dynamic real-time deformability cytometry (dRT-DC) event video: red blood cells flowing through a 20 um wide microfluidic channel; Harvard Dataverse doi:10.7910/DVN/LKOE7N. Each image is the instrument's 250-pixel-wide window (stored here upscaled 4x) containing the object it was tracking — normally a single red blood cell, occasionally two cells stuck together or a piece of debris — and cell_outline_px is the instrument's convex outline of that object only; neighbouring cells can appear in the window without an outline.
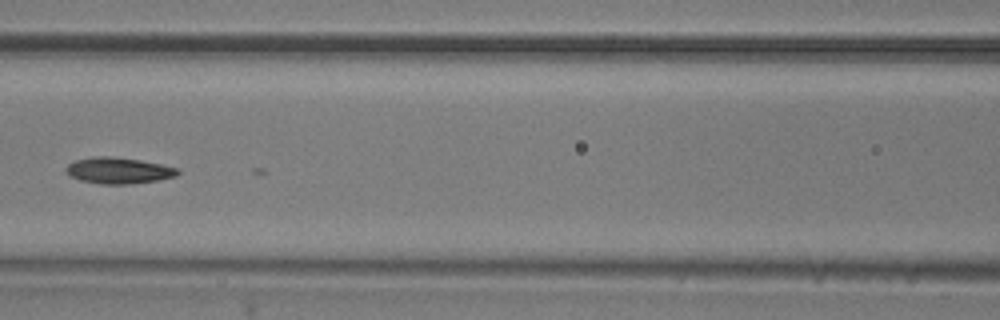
{"species": "common noctule bat (a hibernating species)", "species_latin": "Nyctalus noctula", "temperature_condition": "room temperature", "stored_images_in_passage": 43, "camera_frame_rate_fps": 3000, "um_per_image_px": 0.085, "animal": {"sex": "male", "body_mass_g": 20.5, "forearm_length_mm": 52.5}, "frame": {"image": 1, "passage_image": 13, "time_ms": 4.0, "image_size_px": [1000, 320], "cell_outline_px": [[180, 172], [176, 176], [160, 180], [132, 184], [100, 184], [80, 180], [68, 176], [64, 168], [68, 164], [76, 160], [92, 156], [112, 156], [140, 160], [180, 168]], "centroid_in_image_um": [10.07, 14.5], "position_along_channel_um": 156.5, "area_um2": 17.34}}